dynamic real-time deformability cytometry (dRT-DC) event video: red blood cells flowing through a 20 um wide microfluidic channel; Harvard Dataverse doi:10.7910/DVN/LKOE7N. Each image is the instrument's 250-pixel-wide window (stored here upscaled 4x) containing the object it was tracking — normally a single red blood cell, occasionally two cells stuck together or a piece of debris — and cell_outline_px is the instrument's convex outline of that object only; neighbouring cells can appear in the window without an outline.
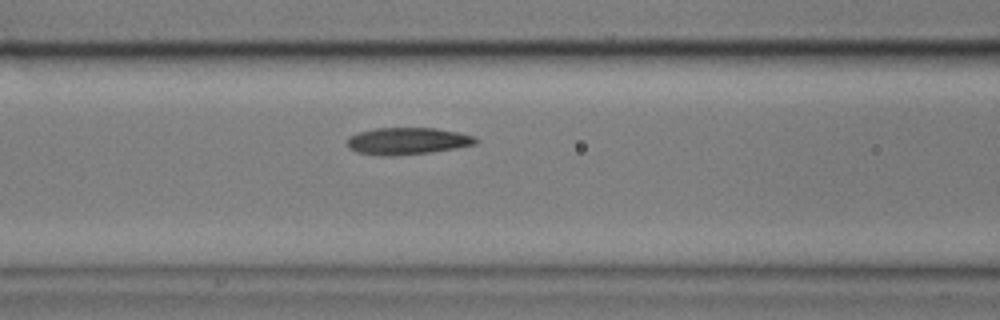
{"species": "common noctule bat (a hibernating species)", "species_latin": "Nyctalus noctula", "temperature_condition": "cold", "stored_images_in_passage": 24, "camera_frame_rate_fps": 3000, "um_per_image_px": 0.085, "animal": {"sex": "male", "body_mass_g": 17.9}, "frame": {"image": 1, "passage_image": 10, "time_ms": 3.0, "image_size_px": [1000, 320], "cell_outline_px": [[480, 140], [476, 144], [456, 148], [432, 152], [388, 156], [384, 156], [356, 152], [348, 148], [348, 136], [360, 132], [376, 128], [436, 128], [476, 136]], "centroid_in_image_um": [34.65, 11.99], "position_along_channel_um": 131.9, "area_um2": 20.23}}
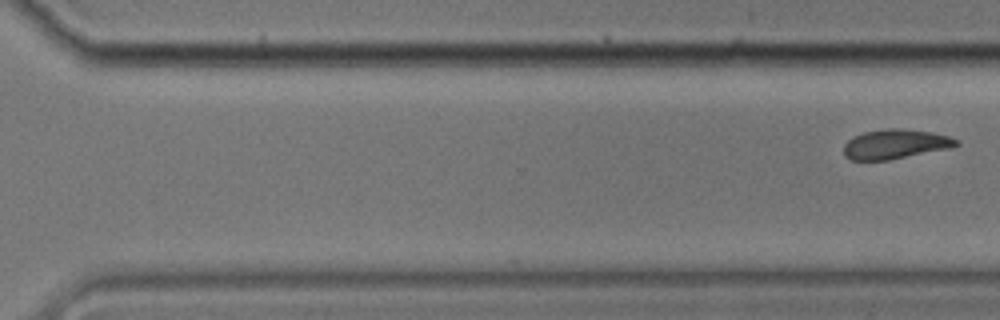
{"frame": {"image": 2, "passage_image": 24, "time_ms": 7.667, "image_size_px": [1000, 320], "cell_outline_px": [[960, 144], [952, 148], [888, 160], [852, 160], [844, 156], [844, 144], [852, 136], [864, 132], [888, 128], [900, 128], [932, 132], [948, 136], [960, 140]], "centroid_in_image_um": [76.12, 12.25], "position_along_channel_um": 294.5, "area_um2": 19.54}}